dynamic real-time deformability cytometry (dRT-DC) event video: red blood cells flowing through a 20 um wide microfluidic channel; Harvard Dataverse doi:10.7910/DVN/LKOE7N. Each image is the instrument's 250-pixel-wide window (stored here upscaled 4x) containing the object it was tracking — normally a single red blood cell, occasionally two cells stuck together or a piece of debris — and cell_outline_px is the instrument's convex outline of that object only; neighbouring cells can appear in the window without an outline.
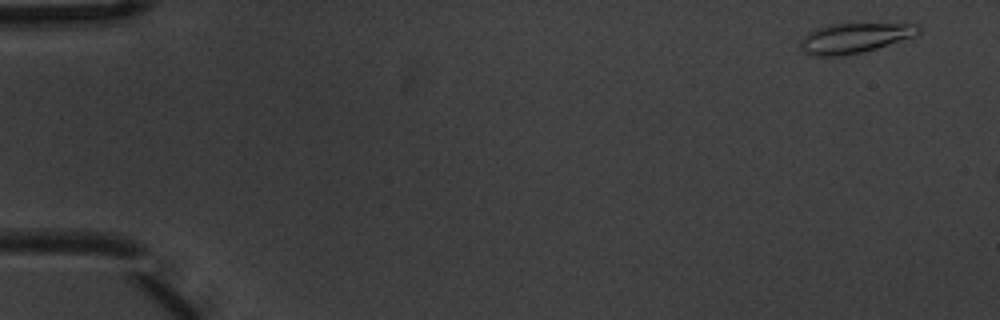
{"species": "common noctule bat (a hibernating species)", "species_latin": "Nyctalus noctula", "temperature_condition": "warm", "stored_images_in_passage": 5, "camera_frame_rate_fps": 3000, "um_per_image_px": 0.085, "animal": {"sex": "male", "body_mass_g": 20.1, "forearm_length_mm": 53.5}, "frame": {"image": 1, "passage_image": 1, "time_ms": 0.0, "image_size_px": [1000, 320], "cell_outline_px": [[920, 32], [912, 36], [876, 48], [844, 56], [816, 56], [800, 48], [800, 44], [804, 36], [808, 32], [832, 24], [848, 20], [920, 24]], "centroid_in_image_um": [72.69, 3.15], "position_along_channel_um": 12.3, "area_um2": 21.27}}